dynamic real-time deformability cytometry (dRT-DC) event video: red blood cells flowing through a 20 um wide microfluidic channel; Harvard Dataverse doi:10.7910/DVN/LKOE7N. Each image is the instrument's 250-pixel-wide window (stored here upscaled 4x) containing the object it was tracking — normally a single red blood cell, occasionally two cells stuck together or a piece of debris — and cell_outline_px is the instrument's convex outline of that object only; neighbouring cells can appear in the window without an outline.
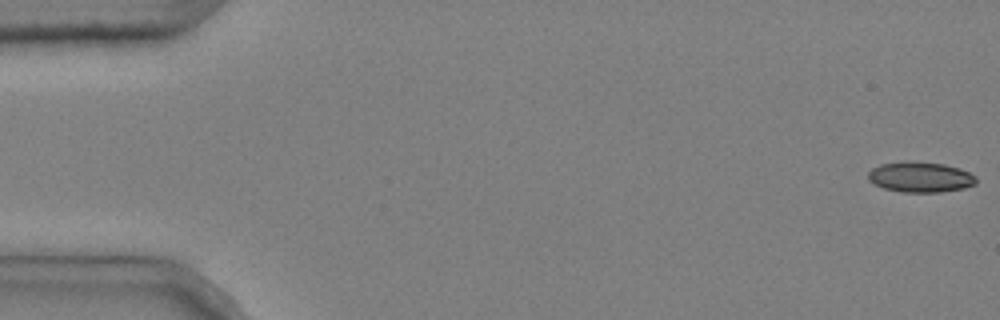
{"species": "common noctule bat (a hibernating species)", "species_latin": "Nyctalus noctula", "temperature_condition": "cold", "stored_images_in_passage": 52, "camera_frame_rate_fps": 3000, "um_per_image_px": 0.085, "animal": {"sex": "male", "body_mass_g": 20.4}, "frame": {"image": 1, "passage_image": 1, "time_ms": 0.0, "image_size_px": [1000, 320], "cell_outline_px": [[976, 184], [964, 188], [940, 192], [904, 192], [884, 188], [868, 180], [868, 172], [872, 168], [880, 164], [904, 160], [912, 160], [944, 164], [960, 168], [976, 176]], "centroid_in_image_um": [78.23, 15.03], "position_along_channel_um": 6.8, "area_um2": 19.36}}
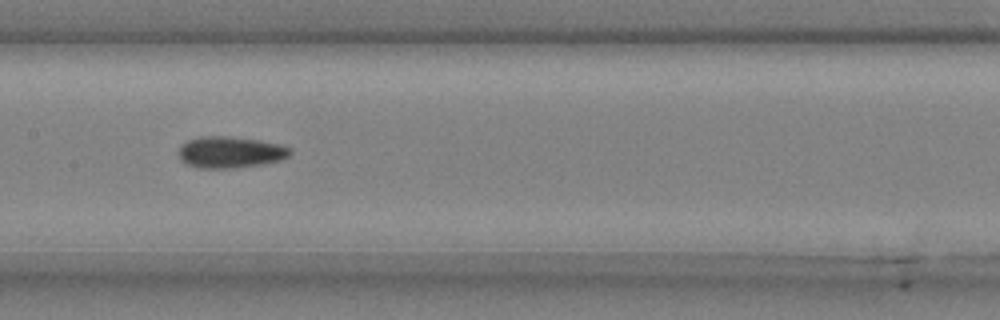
{"frame": {"image": 2, "passage_image": 27, "time_ms": 8.667, "image_size_px": [1000, 320], "cell_outline_px": [[292, 152], [288, 156], [280, 160], [264, 164], [236, 168], [200, 168], [188, 164], [180, 160], [180, 148], [188, 140], [200, 136], [228, 136], [260, 140], [284, 144], [292, 148]], "centroid_in_image_um": [19.65, 12.93], "position_along_channel_um": 187.8, "area_um2": 20.58}}
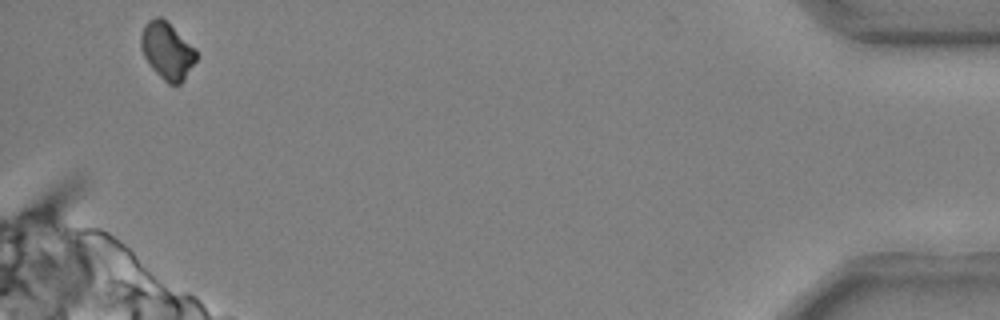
{"frame": {"image": 3, "passage_image": 51, "time_ms": 16.667, "image_size_px": [1000, 320], "cell_outline_px": [[196, 60], [184, 80], [180, 84], [168, 84], [152, 68], [144, 56], [140, 48], [140, 36], [144, 24], [148, 20], [156, 16], [160, 16], [168, 20], [196, 48]], "centroid_in_image_um": [14.2, 4.26], "position_along_channel_um": 421.0, "area_um2": 18.67}, "authors_computed_cell_mechanics": {"area_um2": 19.652, "velocity_mm_per_s": 3.7024, "shape_relaxation_time_tau1_ms": 4.5307, "shape_relaxation_time_tau2_ms": 5.0033, "deformation_change_tau1": 0.0933, "deformation_change_tau2": 0.0947}}